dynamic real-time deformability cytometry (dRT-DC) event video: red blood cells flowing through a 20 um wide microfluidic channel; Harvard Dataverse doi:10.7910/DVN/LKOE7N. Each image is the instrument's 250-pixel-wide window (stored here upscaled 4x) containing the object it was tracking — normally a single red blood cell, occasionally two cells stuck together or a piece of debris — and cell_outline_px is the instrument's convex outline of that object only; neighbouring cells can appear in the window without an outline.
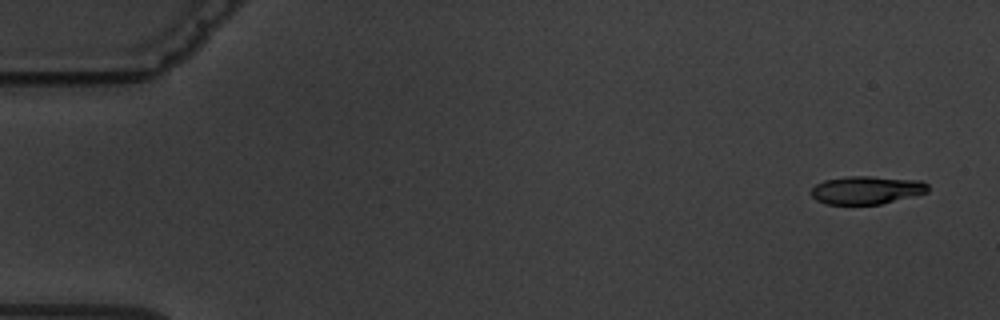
{"species": "common noctule bat (a hibernating species)", "species_latin": "Nyctalus noctula", "temperature_condition": "warm", "stored_images_in_passage": 4, "camera_frame_rate_fps": 3000, "um_per_image_px": 0.085, "animal": {"sex": "male", "body_mass_g": 19.5, "forearm_length_mm": 54.6}, "frame": {"image": 1, "passage_image": 1, "time_ms": 0.0, "image_size_px": [1000, 320], "cell_outline_px": [[928, 192], [880, 204], [828, 204], [816, 200], [812, 196], [812, 188], [816, 184], [824, 180], [844, 176], [872, 176], [920, 180], [928, 184]], "centroid_in_image_um": [73.65, 16.14], "position_along_channel_um": 11.3, "area_um2": 19.07}}